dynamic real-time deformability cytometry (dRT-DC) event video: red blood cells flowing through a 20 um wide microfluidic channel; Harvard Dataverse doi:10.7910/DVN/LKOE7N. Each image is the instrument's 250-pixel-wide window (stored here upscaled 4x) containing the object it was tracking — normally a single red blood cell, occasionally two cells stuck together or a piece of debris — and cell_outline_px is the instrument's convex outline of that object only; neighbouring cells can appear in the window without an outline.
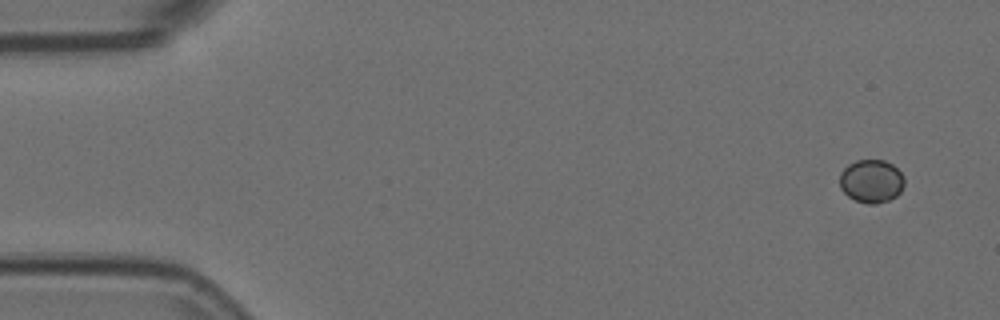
{"species": "Egyptian fruit bat (a non-hibernating species)", "species_latin": "Rousettus aegyptiacus", "temperature_condition": "room temperature", "stored_images_in_passage": 54, "camera_frame_rate_fps": 3000, "um_per_image_px": 0.085, "animal": {"sex": "female"}, "frame": {"image": 1, "passage_image": 1, "time_ms": 0.0, "image_size_px": [1000, 320], "cell_outline_px": [[904, 184], [900, 192], [896, 196], [888, 200], [876, 204], [868, 204], [856, 200], [848, 196], [840, 188], [840, 172], [848, 164], [856, 160], [884, 160], [892, 164], [904, 176]], "centroid_in_image_um": [74.06, 15.39], "position_along_channel_um": 10.9, "area_um2": 16.3}}
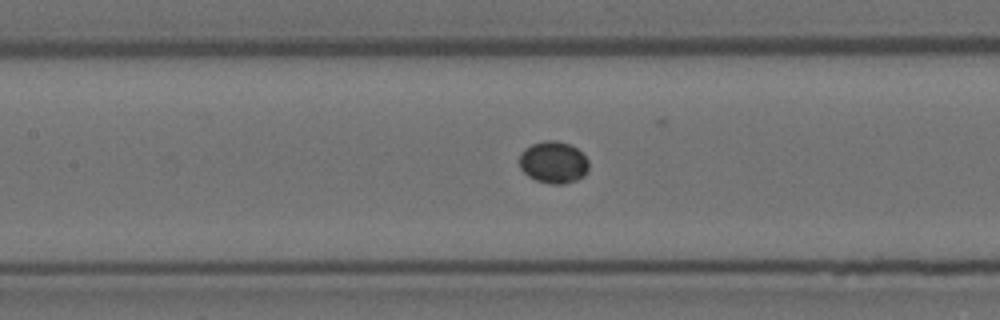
{"frame": {"image": 2, "passage_image": 23, "time_ms": 7.333, "image_size_px": [1000, 320], "cell_outline_px": [[588, 168], [584, 176], [576, 180], [564, 184], [552, 184], [536, 180], [528, 176], [520, 168], [520, 152], [524, 148], [532, 144], [544, 140], [556, 140], [568, 144], [576, 148], [588, 160]], "centroid_in_image_um": [47.02, 13.79], "position_along_channel_um": 160.4, "area_um2": 16.94}}
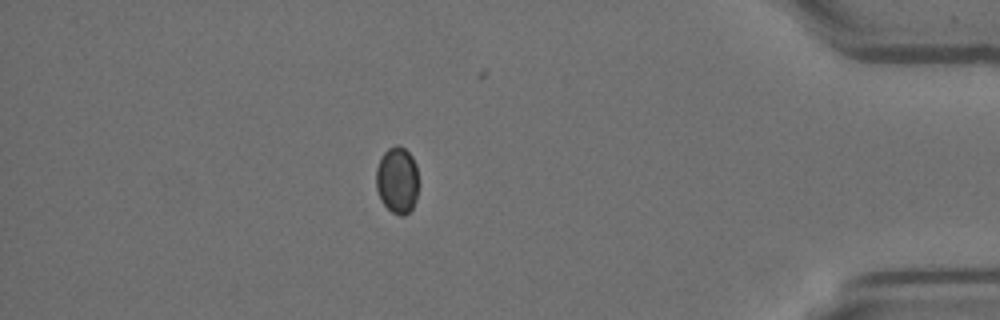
{"frame": {"image": 3, "passage_image": 46, "time_ms": 15.0, "image_size_px": [1000, 320], "cell_outline_px": [[416, 200], [412, 208], [404, 216], [400, 216], [392, 212], [380, 200], [376, 188], [376, 168], [384, 152], [388, 148], [396, 144], [400, 144], [412, 156], [416, 164]], "centroid_in_image_um": [33.74, 15.3], "position_along_channel_um": 401.5, "area_um2": 16.42}}